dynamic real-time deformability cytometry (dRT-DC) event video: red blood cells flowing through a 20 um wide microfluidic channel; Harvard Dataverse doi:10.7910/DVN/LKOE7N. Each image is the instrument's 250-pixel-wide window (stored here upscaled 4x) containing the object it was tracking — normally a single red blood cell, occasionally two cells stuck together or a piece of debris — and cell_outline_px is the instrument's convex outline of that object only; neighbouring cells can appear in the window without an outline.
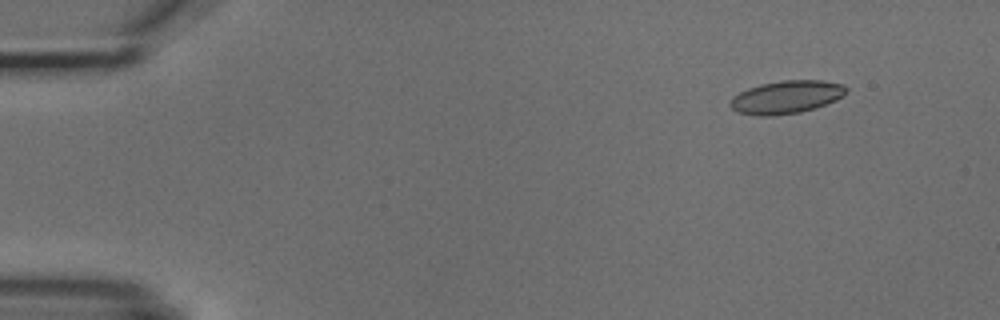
{"species": "common noctule bat (a hibernating species)", "species_latin": "Nyctalus noctula", "temperature_condition": "cold", "stored_images_in_passage": 3, "camera_frame_rate_fps": 3000, "um_per_image_px": 0.085, "animal": {"sex": "male", "body_mass_g": 18.8}, "frame": {"image": 1, "passage_image": 1, "time_ms": 0.0, "image_size_px": [1000, 320], "cell_outline_px": [[848, 92], [836, 100], [816, 108], [800, 112], [772, 116], [756, 116], [736, 112], [728, 104], [732, 96], [748, 88], [760, 84], [784, 80], [820, 80], [844, 84], [848, 88]], "centroid_in_image_um": [66.83, 8.26], "position_along_channel_um": 18.2, "area_um2": 22.54}}